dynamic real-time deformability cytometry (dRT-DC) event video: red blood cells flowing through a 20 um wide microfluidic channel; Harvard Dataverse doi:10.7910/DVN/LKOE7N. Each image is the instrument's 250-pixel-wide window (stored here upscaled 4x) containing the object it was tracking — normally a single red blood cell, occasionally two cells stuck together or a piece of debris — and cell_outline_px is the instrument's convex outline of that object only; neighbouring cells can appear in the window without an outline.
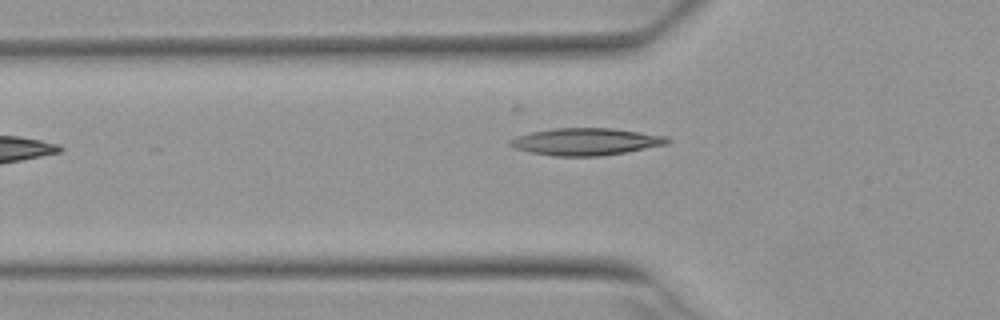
{"species": "Egyptian fruit bat (a non-hibernating species)", "species_latin": "Rousettus aegyptiacus", "temperature_condition": "warm", "stored_images_in_passage": 4, "camera_frame_rate_fps": 3000, "um_per_image_px": 0.085, "animal": {"sex": "female"}, "frame": {"image": 1, "passage_image": 3, "time_ms": 0.667, "image_size_px": [1000, 320], "cell_outline_px": [[672, 140], [668, 144], [624, 152], [600, 156], [556, 156], [532, 152], [516, 148], [508, 144], [508, 140], [532, 132], [552, 128], [612, 128], [668, 136]], "centroid_in_image_um": [49.84, 12.03], "position_along_channel_um": 76.0, "area_um2": 24.68}}
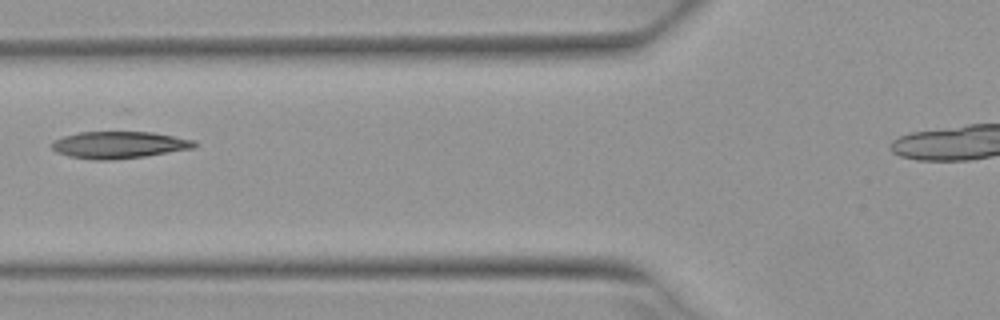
{"frame": {"image": 2, "passage_image": 4, "time_ms": 1.0, "image_size_px": [1000, 320], "cell_outline_px": [[200, 144], [196, 148], [144, 156], [108, 160], [92, 160], [68, 156], [56, 152], [48, 144], [52, 140], [64, 136], [80, 132], [152, 132], [196, 140]], "centroid_in_image_um": [10.12, 12.31], "position_along_channel_um": 115.7, "area_um2": 22.66}}